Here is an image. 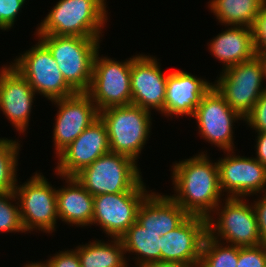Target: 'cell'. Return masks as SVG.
I'll list each match as a JSON object with an SVG mask.
<instances>
[{
    "mask_svg": "<svg viewBox=\"0 0 266 267\" xmlns=\"http://www.w3.org/2000/svg\"><path fill=\"white\" fill-rule=\"evenodd\" d=\"M173 196L180 207L189 215L208 218L222 202L219 186V168L204 152L175 162L172 166Z\"/></svg>",
    "mask_w": 266,
    "mask_h": 267,
    "instance_id": "6da1fadb",
    "label": "cell"
},
{
    "mask_svg": "<svg viewBox=\"0 0 266 267\" xmlns=\"http://www.w3.org/2000/svg\"><path fill=\"white\" fill-rule=\"evenodd\" d=\"M105 3V0H59L36 28V35L100 38L108 20Z\"/></svg>",
    "mask_w": 266,
    "mask_h": 267,
    "instance_id": "7a4b0ae2",
    "label": "cell"
},
{
    "mask_svg": "<svg viewBox=\"0 0 266 267\" xmlns=\"http://www.w3.org/2000/svg\"><path fill=\"white\" fill-rule=\"evenodd\" d=\"M49 49L67 84L76 93L89 89L93 62L99 51L100 38L36 35Z\"/></svg>",
    "mask_w": 266,
    "mask_h": 267,
    "instance_id": "3957f363",
    "label": "cell"
},
{
    "mask_svg": "<svg viewBox=\"0 0 266 267\" xmlns=\"http://www.w3.org/2000/svg\"><path fill=\"white\" fill-rule=\"evenodd\" d=\"M109 137L110 152L138 160L151 129V112L133 104L109 107L99 112Z\"/></svg>",
    "mask_w": 266,
    "mask_h": 267,
    "instance_id": "277c9868",
    "label": "cell"
},
{
    "mask_svg": "<svg viewBox=\"0 0 266 267\" xmlns=\"http://www.w3.org/2000/svg\"><path fill=\"white\" fill-rule=\"evenodd\" d=\"M136 162L127 155L108 152L83 168L74 178L92 196L129 192L142 181Z\"/></svg>",
    "mask_w": 266,
    "mask_h": 267,
    "instance_id": "5b68a950",
    "label": "cell"
},
{
    "mask_svg": "<svg viewBox=\"0 0 266 267\" xmlns=\"http://www.w3.org/2000/svg\"><path fill=\"white\" fill-rule=\"evenodd\" d=\"M225 199V206L222 204L221 207L220 203L212 213H218L217 221L213 215L207 218L208 235L218 241L226 240L225 243L238 247L259 245L260 234L252 203L249 205L244 202L245 198Z\"/></svg>",
    "mask_w": 266,
    "mask_h": 267,
    "instance_id": "8992f818",
    "label": "cell"
},
{
    "mask_svg": "<svg viewBox=\"0 0 266 267\" xmlns=\"http://www.w3.org/2000/svg\"><path fill=\"white\" fill-rule=\"evenodd\" d=\"M41 174L35 172L31 179L20 186L16 183L14 193L20 203V217L25 232L39 230L50 234L55 231L59 218L57 189Z\"/></svg>",
    "mask_w": 266,
    "mask_h": 267,
    "instance_id": "52a82bcc",
    "label": "cell"
},
{
    "mask_svg": "<svg viewBox=\"0 0 266 267\" xmlns=\"http://www.w3.org/2000/svg\"><path fill=\"white\" fill-rule=\"evenodd\" d=\"M10 65L29 82L35 93L43 95L47 100L76 94L65 81L49 49L39 39L34 47L24 51Z\"/></svg>",
    "mask_w": 266,
    "mask_h": 267,
    "instance_id": "ba28073f",
    "label": "cell"
},
{
    "mask_svg": "<svg viewBox=\"0 0 266 267\" xmlns=\"http://www.w3.org/2000/svg\"><path fill=\"white\" fill-rule=\"evenodd\" d=\"M86 94L100 111L115 106L130 105L131 93V58L115 61L112 58L99 57L96 53L93 62L91 83Z\"/></svg>",
    "mask_w": 266,
    "mask_h": 267,
    "instance_id": "9c48e42d",
    "label": "cell"
},
{
    "mask_svg": "<svg viewBox=\"0 0 266 267\" xmlns=\"http://www.w3.org/2000/svg\"><path fill=\"white\" fill-rule=\"evenodd\" d=\"M263 66L257 56L222 70L213 84L227 104L243 118L253 109L258 98L266 91Z\"/></svg>",
    "mask_w": 266,
    "mask_h": 267,
    "instance_id": "30bf717a",
    "label": "cell"
},
{
    "mask_svg": "<svg viewBox=\"0 0 266 267\" xmlns=\"http://www.w3.org/2000/svg\"><path fill=\"white\" fill-rule=\"evenodd\" d=\"M148 193L142 180L129 192L94 196L92 225H100L111 238H120L136 222L139 206Z\"/></svg>",
    "mask_w": 266,
    "mask_h": 267,
    "instance_id": "8fae6325",
    "label": "cell"
},
{
    "mask_svg": "<svg viewBox=\"0 0 266 267\" xmlns=\"http://www.w3.org/2000/svg\"><path fill=\"white\" fill-rule=\"evenodd\" d=\"M201 137L221 148L226 154L233 151V123L244 118L233 110L213 86L201 99L193 116Z\"/></svg>",
    "mask_w": 266,
    "mask_h": 267,
    "instance_id": "7c38bea8",
    "label": "cell"
},
{
    "mask_svg": "<svg viewBox=\"0 0 266 267\" xmlns=\"http://www.w3.org/2000/svg\"><path fill=\"white\" fill-rule=\"evenodd\" d=\"M226 155L217 162L222 193L227 192V197L245 199L246 196L265 193V166L254 157L234 155V150L227 151Z\"/></svg>",
    "mask_w": 266,
    "mask_h": 267,
    "instance_id": "4fadbf2b",
    "label": "cell"
},
{
    "mask_svg": "<svg viewBox=\"0 0 266 267\" xmlns=\"http://www.w3.org/2000/svg\"><path fill=\"white\" fill-rule=\"evenodd\" d=\"M51 102L59 108L53 129L55 155L58 156L99 118V110L86 93H76Z\"/></svg>",
    "mask_w": 266,
    "mask_h": 267,
    "instance_id": "5bb4252c",
    "label": "cell"
},
{
    "mask_svg": "<svg viewBox=\"0 0 266 267\" xmlns=\"http://www.w3.org/2000/svg\"><path fill=\"white\" fill-rule=\"evenodd\" d=\"M108 152L110 149L107 128L99 117L56 156V174L60 177H74Z\"/></svg>",
    "mask_w": 266,
    "mask_h": 267,
    "instance_id": "9a60e30c",
    "label": "cell"
},
{
    "mask_svg": "<svg viewBox=\"0 0 266 267\" xmlns=\"http://www.w3.org/2000/svg\"><path fill=\"white\" fill-rule=\"evenodd\" d=\"M160 68L157 58L138 54L131 57V104L151 112H162L168 74Z\"/></svg>",
    "mask_w": 266,
    "mask_h": 267,
    "instance_id": "2e32d148",
    "label": "cell"
},
{
    "mask_svg": "<svg viewBox=\"0 0 266 267\" xmlns=\"http://www.w3.org/2000/svg\"><path fill=\"white\" fill-rule=\"evenodd\" d=\"M207 234V218L190 215L180 226L161 237V261L198 267Z\"/></svg>",
    "mask_w": 266,
    "mask_h": 267,
    "instance_id": "e0dca14e",
    "label": "cell"
},
{
    "mask_svg": "<svg viewBox=\"0 0 266 267\" xmlns=\"http://www.w3.org/2000/svg\"><path fill=\"white\" fill-rule=\"evenodd\" d=\"M35 91L11 65L0 69V109L19 133L28 128Z\"/></svg>",
    "mask_w": 266,
    "mask_h": 267,
    "instance_id": "ac0fdd59",
    "label": "cell"
},
{
    "mask_svg": "<svg viewBox=\"0 0 266 267\" xmlns=\"http://www.w3.org/2000/svg\"><path fill=\"white\" fill-rule=\"evenodd\" d=\"M213 87V83L195 77L183 70L168 74L164 110L165 116H193L202 97Z\"/></svg>",
    "mask_w": 266,
    "mask_h": 267,
    "instance_id": "d6986e66",
    "label": "cell"
},
{
    "mask_svg": "<svg viewBox=\"0 0 266 267\" xmlns=\"http://www.w3.org/2000/svg\"><path fill=\"white\" fill-rule=\"evenodd\" d=\"M189 216L169 195L151 192L140 204L136 222L147 231L159 232L164 236Z\"/></svg>",
    "mask_w": 266,
    "mask_h": 267,
    "instance_id": "ffe728a7",
    "label": "cell"
},
{
    "mask_svg": "<svg viewBox=\"0 0 266 267\" xmlns=\"http://www.w3.org/2000/svg\"><path fill=\"white\" fill-rule=\"evenodd\" d=\"M208 46L213 56L223 63V70L256 56L249 27L231 26L212 39Z\"/></svg>",
    "mask_w": 266,
    "mask_h": 267,
    "instance_id": "44dd1931",
    "label": "cell"
},
{
    "mask_svg": "<svg viewBox=\"0 0 266 267\" xmlns=\"http://www.w3.org/2000/svg\"><path fill=\"white\" fill-rule=\"evenodd\" d=\"M66 187L57 189V213L67 224L90 226L93 218L94 196L74 177H61Z\"/></svg>",
    "mask_w": 266,
    "mask_h": 267,
    "instance_id": "7402d4cb",
    "label": "cell"
},
{
    "mask_svg": "<svg viewBox=\"0 0 266 267\" xmlns=\"http://www.w3.org/2000/svg\"><path fill=\"white\" fill-rule=\"evenodd\" d=\"M110 243L102 240L89 242L75 248L81 267H127L125 250L120 238H112Z\"/></svg>",
    "mask_w": 266,
    "mask_h": 267,
    "instance_id": "603a6c76",
    "label": "cell"
},
{
    "mask_svg": "<svg viewBox=\"0 0 266 267\" xmlns=\"http://www.w3.org/2000/svg\"><path fill=\"white\" fill-rule=\"evenodd\" d=\"M161 237V233L147 231L135 222L120 239L125 253H135L136 266L141 267L151 261H161Z\"/></svg>",
    "mask_w": 266,
    "mask_h": 267,
    "instance_id": "cb8c5ba5",
    "label": "cell"
},
{
    "mask_svg": "<svg viewBox=\"0 0 266 267\" xmlns=\"http://www.w3.org/2000/svg\"><path fill=\"white\" fill-rule=\"evenodd\" d=\"M266 0H210L211 9L219 23L225 26L251 28Z\"/></svg>",
    "mask_w": 266,
    "mask_h": 267,
    "instance_id": "d4e9b609",
    "label": "cell"
},
{
    "mask_svg": "<svg viewBox=\"0 0 266 267\" xmlns=\"http://www.w3.org/2000/svg\"><path fill=\"white\" fill-rule=\"evenodd\" d=\"M225 243L222 245L208 234L203 242L198 267H237L239 247Z\"/></svg>",
    "mask_w": 266,
    "mask_h": 267,
    "instance_id": "484cf974",
    "label": "cell"
},
{
    "mask_svg": "<svg viewBox=\"0 0 266 267\" xmlns=\"http://www.w3.org/2000/svg\"><path fill=\"white\" fill-rule=\"evenodd\" d=\"M19 141L0 138V192L14 191L17 183Z\"/></svg>",
    "mask_w": 266,
    "mask_h": 267,
    "instance_id": "4316f807",
    "label": "cell"
},
{
    "mask_svg": "<svg viewBox=\"0 0 266 267\" xmlns=\"http://www.w3.org/2000/svg\"><path fill=\"white\" fill-rule=\"evenodd\" d=\"M14 191L0 192V232H25L22 226L19 203ZM12 201V202H10Z\"/></svg>",
    "mask_w": 266,
    "mask_h": 267,
    "instance_id": "83f0119b",
    "label": "cell"
},
{
    "mask_svg": "<svg viewBox=\"0 0 266 267\" xmlns=\"http://www.w3.org/2000/svg\"><path fill=\"white\" fill-rule=\"evenodd\" d=\"M237 267H266V246L239 247Z\"/></svg>",
    "mask_w": 266,
    "mask_h": 267,
    "instance_id": "f1b7e54d",
    "label": "cell"
},
{
    "mask_svg": "<svg viewBox=\"0 0 266 267\" xmlns=\"http://www.w3.org/2000/svg\"><path fill=\"white\" fill-rule=\"evenodd\" d=\"M255 132H266V91L258 98L244 120Z\"/></svg>",
    "mask_w": 266,
    "mask_h": 267,
    "instance_id": "f546056e",
    "label": "cell"
},
{
    "mask_svg": "<svg viewBox=\"0 0 266 267\" xmlns=\"http://www.w3.org/2000/svg\"><path fill=\"white\" fill-rule=\"evenodd\" d=\"M251 30L255 52H266V2L256 16Z\"/></svg>",
    "mask_w": 266,
    "mask_h": 267,
    "instance_id": "4dcf8cb0",
    "label": "cell"
},
{
    "mask_svg": "<svg viewBox=\"0 0 266 267\" xmlns=\"http://www.w3.org/2000/svg\"><path fill=\"white\" fill-rule=\"evenodd\" d=\"M24 3L19 0H0V29L7 30L13 27L18 13Z\"/></svg>",
    "mask_w": 266,
    "mask_h": 267,
    "instance_id": "1f68e13d",
    "label": "cell"
},
{
    "mask_svg": "<svg viewBox=\"0 0 266 267\" xmlns=\"http://www.w3.org/2000/svg\"><path fill=\"white\" fill-rule=\"evenodd\" d=\"M72 250V251H71ZM60 251L46 261L49 267H81L77 251L74 249Z\"/></svg>",
    "mask_w": 266,
    "mask_h": 267,
    "instance_id": "d6a6232c",
    "label": "cell"
},
{
    "mask_svg": "<svg viewBox=\"0 0 266 267\" xmlns=\"http://www.w3.org/2000/svg\"><path fill=\"white\" fill-rule=\"evenodd\" d=\"M254 201L253 207L257 217L258 229L260 234V244L266 246V192Z\"/></svg>",
    "mask_w": 266,
    "mask_h": 267,
    "instance_id": "836d02e7",
    "label": "cell"
},
{
    "mask_svg": "<svg viewBox=\"0 0 266 267\" xmlns=\"http://www.w3.org/2000/svg\"><path fill=\"white\" fill-rule=\"evenodd\" d=\"M256 159L266 167V132H257Z\"/></svg>",
    "mask_w": 266,
    "mask_h": 267,
    "instance_id": "e575fe53",
    "label": "cell"
},
{
    "mask_svg": "<svg viewBox=\"0 0 266 267\" xmlns=\"http://www.w3.org/2000/svg\"><path fill=\"white\" fill-rule=\"evenodd\" d=\"M141 267H192L187 263L175 261H151L143 264Z\"/></svg>",
    "mask_w": 266,
    "mask_h": 267,
    "instance_id": "d590c367",
    "label": "cell"
},
{
    "mask_svg": "<svg viewBox=\"0 0 266 267\" xmlns=\"http://www.w3.org/2000/svg\"><path fill=\"white\" fill-rule=\"evenodd\" d=\"M256 56L259 58V60L262 63V66H263V75H264V79H266V52L256 53Z\"/></svg>",
    "mask_w": 266,
    "mask_h": 267,
    "instance_id": "8d00e7d4",
    "label": "cell"
},
{
    "mask_svg": "<svg viewBox=\"0 0 266 267\" xmlns=\"http://www.w3.org/2000/svg\"><path fill=\"white\" fill-rule=\"evenodd\" d=\"M24 267H49V266L45 262H37V263L36 262L29 263L28 262V264H25Z\"/></svg>",
    "mask_w": 266,
    "mask_h": 267,
    "instance_id": "74e56055",
    "label": "cell"
}]
</instances>
